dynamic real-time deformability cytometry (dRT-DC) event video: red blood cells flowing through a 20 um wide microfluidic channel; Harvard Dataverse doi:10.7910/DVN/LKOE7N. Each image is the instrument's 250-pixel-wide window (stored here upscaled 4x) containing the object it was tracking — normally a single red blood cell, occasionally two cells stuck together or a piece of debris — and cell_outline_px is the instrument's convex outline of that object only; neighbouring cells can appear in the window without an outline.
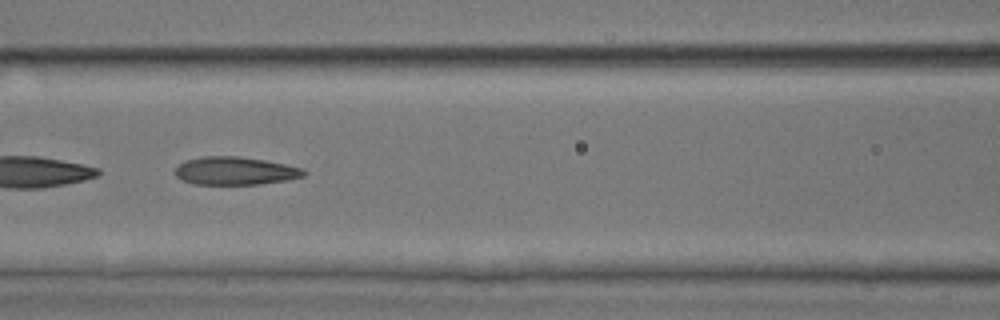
{"species": "common noctule bat (a hibernating species)", "species_latin": "Nyctalus noctula", "temperature_condition": "room temperature", "stored_images_in_passage": 38, "camera_frame_rate_fps": 3000, "um_per_image_px": 0.085, "animal": {"sex": "male", "body_mass_g": 17.9, "forearm_length_mm": 54.2}, "frame": {"image": 1, "passage_image": 12, "time_ms": 3.667, "image_size_px": [1000, 320], "cell_outline_px": [[308, 172], [304, 176], [288, 180], [260, 184], [192, 184], [176, 176], [172, 172], [184, 160], [200, 156], [236, 156], [264, 160], [284, 164], [300, 168]], "centroid_in_image_um": [19.95, 14.52], "position_along_channel_um": 146.6, "area_um2": 21.04}}